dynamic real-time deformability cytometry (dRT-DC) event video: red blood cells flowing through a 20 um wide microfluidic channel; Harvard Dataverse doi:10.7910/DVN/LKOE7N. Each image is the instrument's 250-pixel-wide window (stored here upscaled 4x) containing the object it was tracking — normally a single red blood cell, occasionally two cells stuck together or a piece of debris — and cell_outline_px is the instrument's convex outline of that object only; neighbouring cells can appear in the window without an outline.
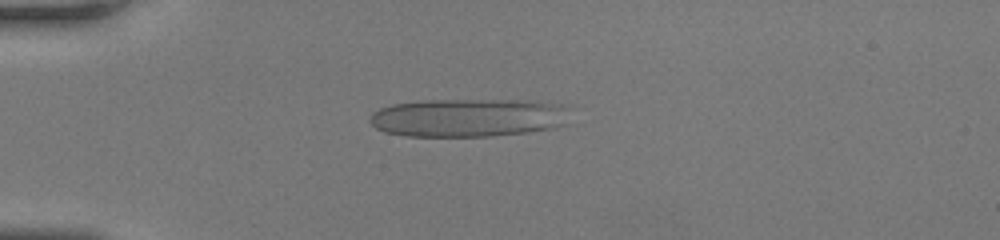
{"species": "human", "species_latin": "Homo sapiens", "temperature_condition": "room temperature", "stored_images_in_passage": 49, "camera_frame_rate_fps": 3000, "um_per_image_px": 0.085, "donor": {"sex": "female"}, "frame": {"image": 1, "passage_image": 13, "time_ms": 4.0, "image_size_px": [1000, 240], "cell_outline_px": [[576, 108], [568, 124], [556, 128], [528, 132], [492, 136], [404, 136], [384, 132], [376, 128], [368, 120], [372, 112], [380, 108], [392, 104], [420, 100], [536, 100], [572, 104]], "centroid_in_image_um": [40.0, 9.98], "position_along_channel_um": 45.0, "area_um2": 46.36}}
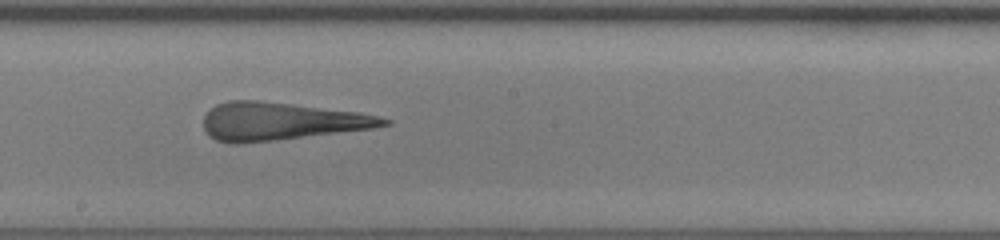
{"frame": {"image": 2, "passage_image": 28, "time_ms": 9.0, "image_size_px": [1000, 240], "cell_outline_px": [[392, 124], [372, 128], [272, 140], [236, 144], [232, 144], [216, 140], [208, 136], [204, 132], [204, 116], [216, 104], [228, 100], [260, 100], [360, 112], [392, 120]], "centroid_in_image_um": [23.83, 10.3], "position_along_channel_um": 224.4, "area_um2": 39.48}}
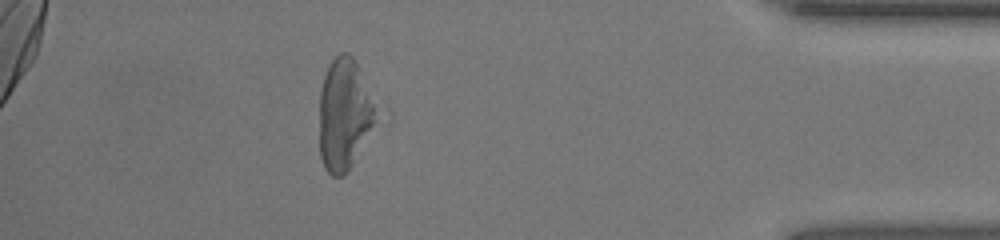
{"frame": {"image": 3, "passage_image": 44, "time_ms": 14.333, "image_size_px": [1000, 240], "cell_outline_px": [[392, 120], [352, 164], [340, 176], [332, 176], [324, 168], [320, 156], [320, 92], [324, 76], [328, 64], [340, 52], [348, 52], [352, 56], [392, 112]], "centroid_in_image_um": [29.62, 9.7], "position_along_channel_um": 405.6, "area_um2": 42.25}, "authors_computed_cell_mechanics": {"area_um2": 41.905, "velocity_mm_per_s": 4.1763, "shape_relaxation_time_tau1_ms": 10.2391, "shape_relaxation_time_tau2_ms": 1.689, "deformation_change_tau1": 0.3579, "deformation_change_tau2": 0.1558}}